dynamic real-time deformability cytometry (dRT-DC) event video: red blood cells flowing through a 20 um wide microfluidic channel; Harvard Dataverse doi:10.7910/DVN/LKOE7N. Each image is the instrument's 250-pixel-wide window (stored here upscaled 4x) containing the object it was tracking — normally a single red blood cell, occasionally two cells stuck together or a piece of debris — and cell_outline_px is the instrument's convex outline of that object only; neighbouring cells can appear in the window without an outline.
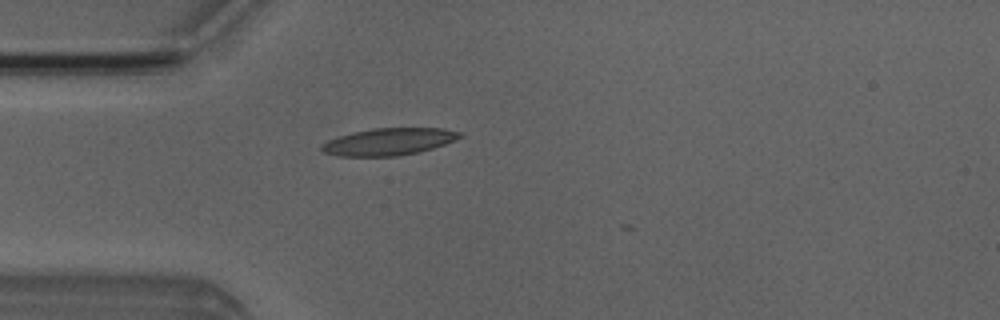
{"species": "Egyptian fruit bat (a non-hibernating species)", "species_latin": "Rousettus aegyptiacus", "temperature_condition": "room temperature", "stored_images_in_passage": 1, "camera_frame_rate_fps": 3000, "um_per_image_px": 0.085, "animal": {"sex": "male"}, "frame": {"image": 1, "passage_image": 1, "time_ms": 0.0, "image_size_px": [1000, 320], "cell_outline_px": [[464, 136], [444, 144], [420, 152], [396, 156], [340, 156], [324, 152], [320, 148], [328, 140], [352, 132], [372, 128], [444, 128], [464, 132]], "centroid_in_image_um": [33.11, 12.03], "position_along_channel_um": 51.9, "area_um2": 21.79}}